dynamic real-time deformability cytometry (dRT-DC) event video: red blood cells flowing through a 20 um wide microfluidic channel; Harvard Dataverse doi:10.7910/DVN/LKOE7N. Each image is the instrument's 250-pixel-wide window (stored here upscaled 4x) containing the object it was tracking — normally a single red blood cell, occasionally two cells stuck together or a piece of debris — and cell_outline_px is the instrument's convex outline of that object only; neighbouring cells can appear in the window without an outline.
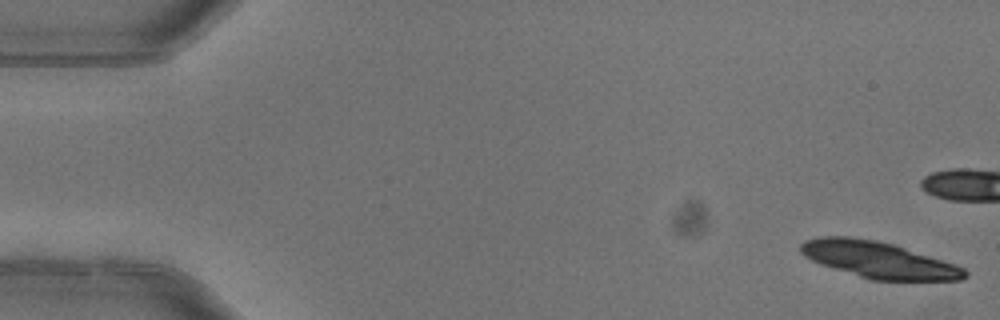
{"species": "common noctule bat (a hibernating species)", "species_latin": "Nyctalus noctula", "temperature_condition": "warm", "stored_images_in_passage": 6, "segment_of_instrument_passage": [1, 2], "camera_frame_rate_fps": 3000, "um_per_image_px": 0.085, "animal": {"sex": "female"}, "frame": {"image": 1, "passage_image": 1, "time_ms": 0.0, "image_size_px": [1000, 320], "cell_outline_px": [[968, 276], [960, 280], [872, 280], [820, 264], [804, 256], [800, 252], [800, 244], [804, 240], [820, 236], [848, 236], [876, 240], [892, 244], [956, 264], [964, 268], [968, 272]], "centroid_in_image_um": [74.66, 22.08], "position_along_channel_um": 10.3, "area_um2": 34.68}}
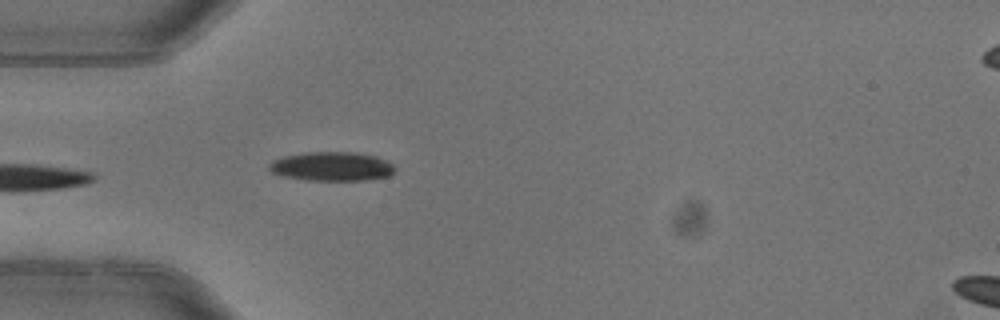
{"frame": {"image": 2, "passage_image": 5, "time_ms": 1.333, "image_size_px": [1000, 320], "cell_outline_px": [[396, 168], [388, 176], [368, 180], [304, 180], [280, 176], [272, 172], [268, 168], [268, 164], [272, 160], [284, 156], [308, 152], [352, 152], [376, 156], [392, 164]], "centroid_in_image_um": [28.16, 14.15], "position_along_channel_um": 56.8, "area_um2": 21.33}}